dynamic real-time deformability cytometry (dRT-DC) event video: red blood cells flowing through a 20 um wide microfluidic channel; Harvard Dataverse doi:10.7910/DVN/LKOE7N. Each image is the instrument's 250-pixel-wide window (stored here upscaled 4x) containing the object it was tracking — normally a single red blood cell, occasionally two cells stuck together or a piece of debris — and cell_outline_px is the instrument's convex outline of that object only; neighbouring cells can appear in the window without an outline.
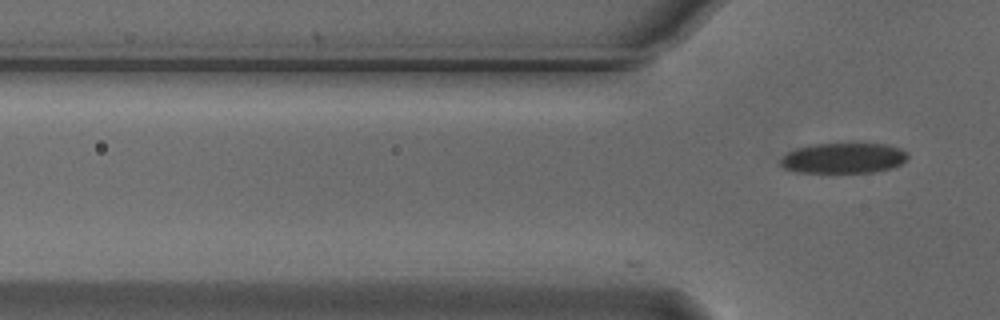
{"species": "Egyptian fruit bat (a non-hibernating species)", "species_latin": "Rousettus aegyptiacus", "temperature_condition": "cold", "stored_images_in_passage": 3, "camera_frame_rate_fps": 3000, "um_per_image_px": 0.085, "animal": {"sex": "male"}, "frame": {"image": 1, "passage_image": 3, "time_ms": 0.667, "image_size_px": [1000, 320], "cell_outline_px": [[908, 156], [900, 164], [892, 168], [872, 172], [796, 172], [784, 168], [780, 164], [780, 160], [788, 152], [796, 148], [812, 144], [852, 140], [860, 140], [888, 144], [900, 148], [908, 152]], "centroid_in_image_um": [71.73, 13.37], "position_along_channel_um": 54.1, "area_um2": 23.64}}